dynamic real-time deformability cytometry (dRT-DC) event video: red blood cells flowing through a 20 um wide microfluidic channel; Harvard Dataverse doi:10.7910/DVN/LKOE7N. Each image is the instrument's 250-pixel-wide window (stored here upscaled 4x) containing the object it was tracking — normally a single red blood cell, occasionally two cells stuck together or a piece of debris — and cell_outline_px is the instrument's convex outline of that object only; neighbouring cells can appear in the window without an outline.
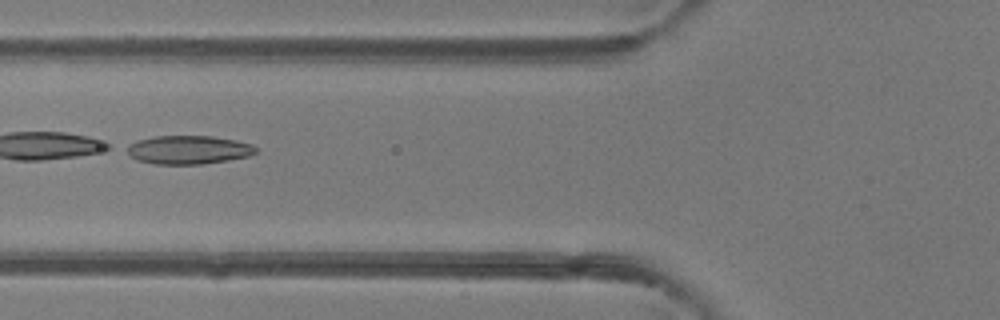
{"species": "common noctule bat (a hibernating species)", "species_latin": "Nyctalus noctula", "temperature_condition": "room temperature", "stored_images_in_passage": 5, "camera_frame_rate_fps": 3000, "um_per_image_px": 0.085, "animal": {"sex": "female"}, "frame": {"image": 1, "passage_image": 4, "time_ms": 3.667, "image_size_px": [1000, 320], "cell_outline_px": [[256, 152], [248, 156], [228, 160], [204, 164], [156, 164], [136, 160], [120, 148], [128, 144], [152, 136], [212, 136], [236, 140], [252, 144], [256, 148]], "centroid_in_image_um": [15.95, 12.73], "position_along_channel_um": 109.8, "area_um2": 21.68}}
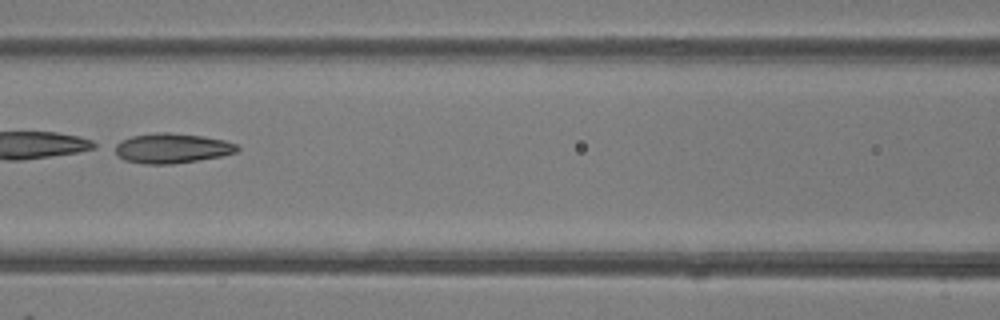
{"frame": {"image": 2, "passage_image": 5, "time_ms": 4.667, "image_size_px": [1000, 320], "cell_outline_px": [[240, 148], [236, 152], [220, 156], [172, 164], [144, 164], [124, 160], [108, 148], [132, 136], [156, 132], [168, 132], [204, 136], [224, 140], [236, 144]], "centroid_in_image_um": [14.55, 12.6], "position_along_channel_um": 152.0, "area_um2": 21.39}}